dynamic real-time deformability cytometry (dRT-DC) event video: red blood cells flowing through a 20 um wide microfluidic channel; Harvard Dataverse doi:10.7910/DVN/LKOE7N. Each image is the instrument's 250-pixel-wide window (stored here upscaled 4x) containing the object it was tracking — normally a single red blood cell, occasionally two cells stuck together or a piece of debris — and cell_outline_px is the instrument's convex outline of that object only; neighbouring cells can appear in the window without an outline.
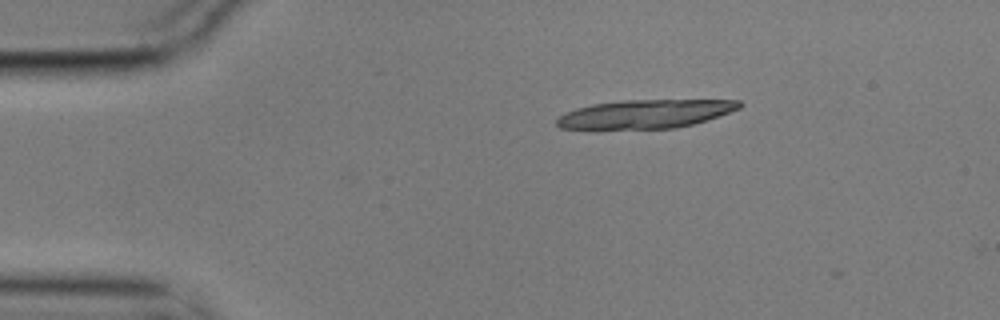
{"species": "common noctule bat (a hibernating species)", "species_latin": "Nyctalus noctula", "temperature_condition": "cold", "stored_images_in_passage": 4, "camera_frame_rate_fps": 3000, "um_per_image_px": 0.085, "animal": {"sex": "male", "body_mass_g": 17.9}, "frame": {"image": 1, "passage_image": 1, "time_ms": 0.0, "image_size_px": [1000, 320], "cell_outline_px": [[744, 104], [740, 108], [708, 120], [676, 128], [560, 128], [556, 124], [556, 120], [564, 112], [576, 108], [592, 104], [624, 100], [740, 100]], "centroid_in_image_um": [54.89, 9.67], "position_along_channel_um": 30.1, "area_um2": 30.17}}